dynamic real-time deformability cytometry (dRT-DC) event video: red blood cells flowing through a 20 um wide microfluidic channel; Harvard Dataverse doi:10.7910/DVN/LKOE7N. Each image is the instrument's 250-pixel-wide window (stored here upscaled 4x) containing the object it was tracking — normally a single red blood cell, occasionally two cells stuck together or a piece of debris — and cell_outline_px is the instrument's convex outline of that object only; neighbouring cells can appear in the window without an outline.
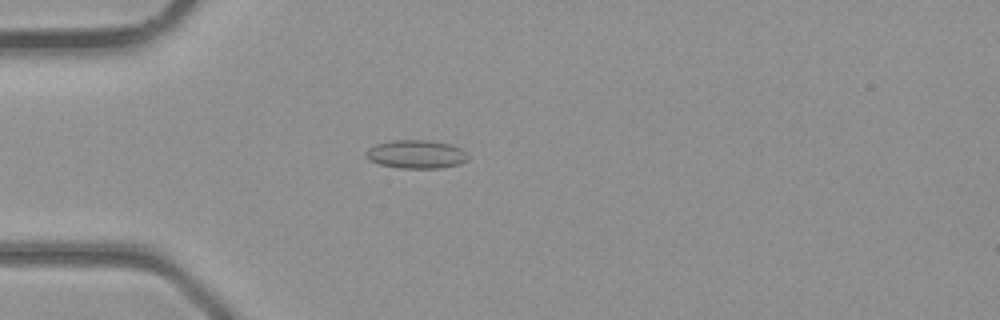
{"species": "common noctule bat (a hibernating species)", "species_latin": "Nyctalus noctula", "temperature_condition": "room temperature", "stored_images_in_passage": 37, "camera_frame_rate_fps": 3000, "um_per_image_px": 0.085, "animal": {"sex": "male", "body_mass_g": 23.1, "forearm_length_mm": 52.7}, "frame": {"image": 1, "passage_image": 8, "time_ms": 2.333, "image_size_px": [1000, 320], "cell_outline_px": [[468, 160], [460, 164], [440, 168], [396, 168], [380, 164], [368, 160], [364, 156], [364, 152], [368, 148], [376, 144], [392, 140], [428, 140], [452, 144], [468, 152]], "centroid_in_image_um": [35.37, 13.11], "position_along_channel_um": 49.6, "area_um2": 17.22}}
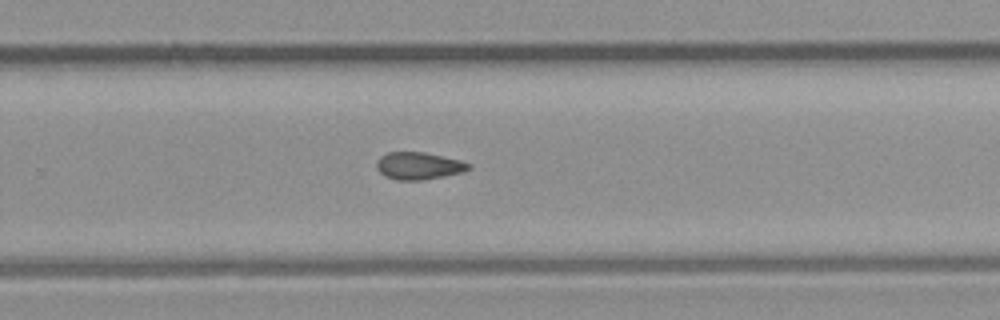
{"frame": {"image": 2, "passage_image": 23, "time_ms": 7.333, "image_size_px": [1000, 320], "cell_outline_px": [[472, 168], [464, 172], [444, 176], [420, 180], [396, 180], [384, 176], [376, 168], [376, 160], [380, 156], [388, 152], [424, 152], [460, 160], [472, 164]], "centroid_in_image_um": [35.59, 14.09], "position_along_channel_um": 294.2, "area_um2": 14.8}}
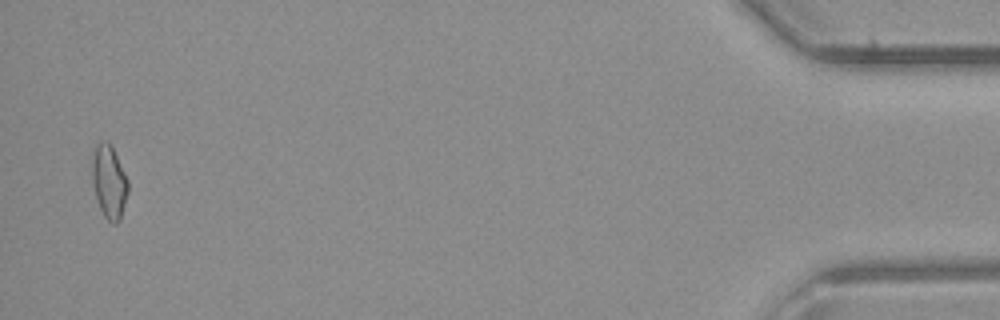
{"frame": {"image": 3, "passage_image": 36, "time_ms": 11.667, "image_size_px": [1000, 320], "cell_outline_px": [[128, 192], [120, 220], [116, 224], [112, 224], [104, 216], [96, 200], [92, 184], [92, 148], [100, 140], [108, 140], [128, 180]], "centroid_in_image_um": [9.24, 15.43], "position_along_channel_um": 426.0, "area_um2": 15.55}}